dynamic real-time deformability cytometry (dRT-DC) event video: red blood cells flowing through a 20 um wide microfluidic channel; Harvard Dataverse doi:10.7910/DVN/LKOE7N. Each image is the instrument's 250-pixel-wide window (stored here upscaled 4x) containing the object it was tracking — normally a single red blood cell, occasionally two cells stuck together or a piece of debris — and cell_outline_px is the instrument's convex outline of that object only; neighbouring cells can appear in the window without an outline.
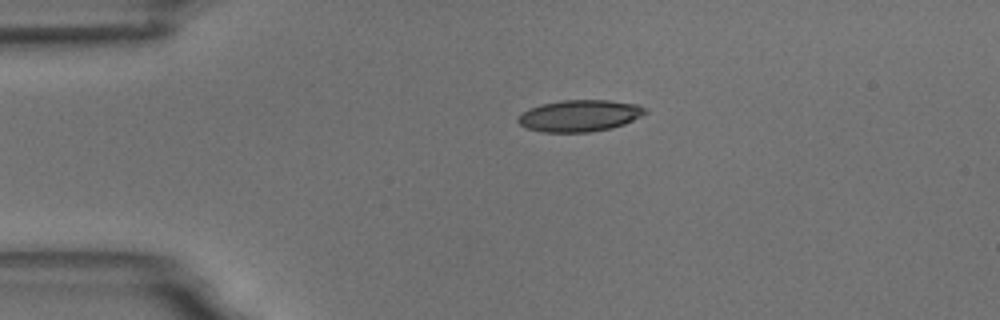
{"species": "common noctule bat (a hibernating species)", "species_latin": "Nyctalus noctula", "temperature_condition": "room temperature", "stored_images_in_passage": 3, "camera_frame_rate_fps": 3000, "um_per_image_px": 0.085, "animal": {"sex": "male", "body_mass_g": 18.8}, "frame": {"image": 1, "passage_image": 1, "time_ms": 0.0, "image_size_px": [1000, 320], "cell_outline_px": [[648, 112], [624, 124], [612, 128], [592, 132], [544, 132], [528, 128], [520, 124], [516, 120], [516, 116], [528, 108], [540, 104], [560, 100], [608, 100], [636, 104], [644, 108]], "centroid_in_image_um": [49.22, 9.83], "position_along_channel_um": 35.8, "area_um2": 23.52}}
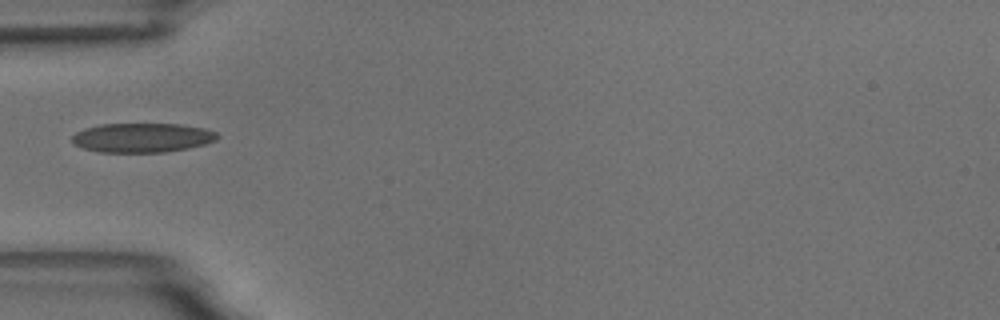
{"frame": {"image": 2, "passage_image": 3, "time_ms": 2.0, "image_size_px": [1000, 320], "cell_outline_px": [[220, 136], [216, 140], [204, 144], [188, 148], [164, 152], [100, 152], [84, 148], [76, 144], [72, 140], [72, 136], [76, 132], [84, 128], [100, 124], [180, 124], [204, 128], [216, 132]], "centroid_in_image_um": [12.1, 11.7], "position_along_channel_um": 72.9, "area_um2": 24.74}}